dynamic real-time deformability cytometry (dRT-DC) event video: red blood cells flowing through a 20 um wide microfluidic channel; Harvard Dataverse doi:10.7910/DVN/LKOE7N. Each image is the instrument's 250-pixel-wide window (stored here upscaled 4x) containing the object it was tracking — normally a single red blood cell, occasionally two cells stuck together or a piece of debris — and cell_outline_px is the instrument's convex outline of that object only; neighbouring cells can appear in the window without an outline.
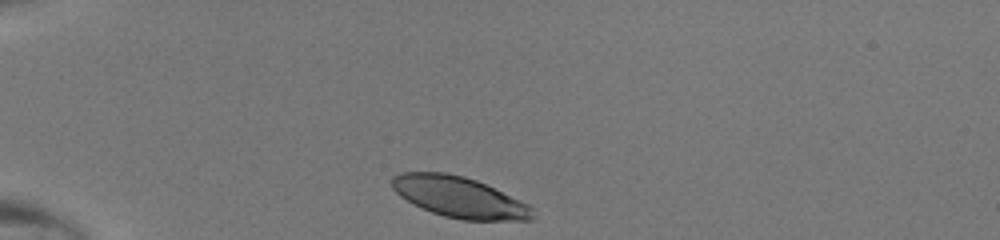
{"species": "human", "species_latin": "Homo sapiens", "temperature_condition": "room temperature", "stored_images_in_passage": 30, "camera_frame_rate_fps": 3000, "um_per_image_px": 0.085, "donor": {"sex": "male"}, "frame": {"image": 1, "passage_image": 1, "time_ms": 0.0, "image_size_px": [1000, 240], "cell_outline_px": [[532, 220], [460, 220], [444, 216], [432, 212], [400, 196], [392, 188], [392, 176], [400, 172], [444, 172], [464, 176], [476, 180], [520, 200], [528, 204], [532, 208]], "centroid_in_image_um": [39.02, 16.75], "position_along_channel_um": 46.0, "area_um2": 33.12}}
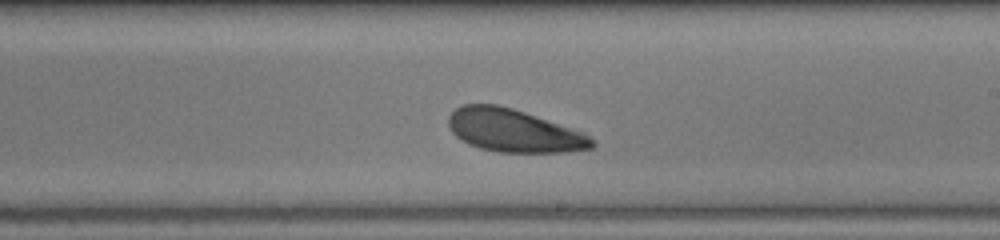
{"frame": {"image": 2, "passage_image": 18, "time_ms": 5.667, "image_size_px": [1000, 240], "cell_outline_px": [[596, 144], [592, 148], [568, 152], [500, 152], [480, 148], [468, 144], [460, 140], [452, 132], [448, 124], [448, 116], [456, 108], [464, 104], [496, 104], [512, 108], [584, 132]], "centroid_in_image_um": [43.65, 11.11], "position_along_channel_um": 245.4, "area_um2": 35.72}}
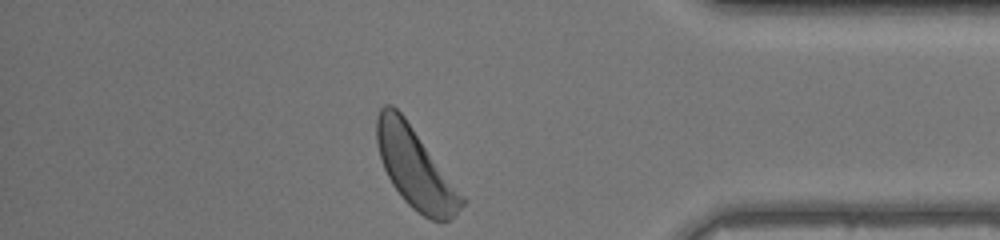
{"frame": {"image": 3, "passage_image": 30, "time_ms": 9.667, "image_size_px": [1000, 240], "cell_outline_px": [[464, 204], [456, 216], [448, 220], [432, 220], [424, 216], [412, 208], [404, 200], [392, 184], [384, 168], [376, 144], [376, 116], [380, 108], [384, 104], [392, 104], [404, 116], [464, 196]], "centroid_in_image_um": [35.28, 14.27], "position_along_channel_um": 399.9, "area_um2": 39.3}}